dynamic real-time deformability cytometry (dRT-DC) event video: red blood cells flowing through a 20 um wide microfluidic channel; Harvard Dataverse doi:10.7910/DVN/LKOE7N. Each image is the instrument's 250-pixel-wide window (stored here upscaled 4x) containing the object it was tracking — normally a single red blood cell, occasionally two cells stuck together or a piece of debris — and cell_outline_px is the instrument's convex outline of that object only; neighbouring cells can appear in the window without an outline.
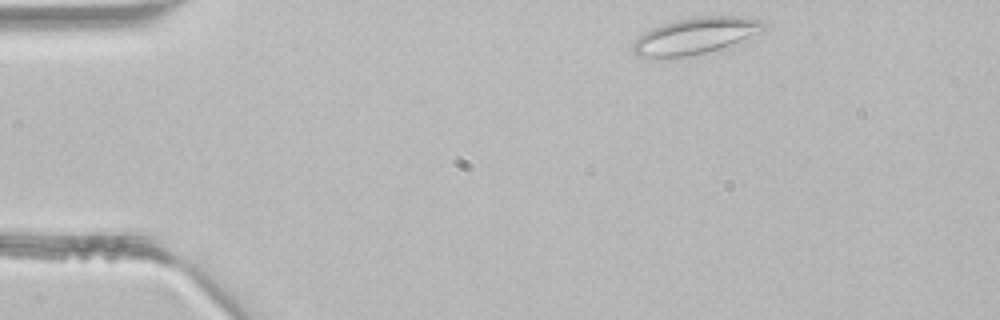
{"species": "common noctule bat (a hibernating species)", "species_latin": "Nyctalus noctula", "temperature_condition": "room temperature", "stored_images_in_passage": 3, "camera_frame_rate_fps": 3000, "um_per_image_px": 0.085, "animal": {"sex": "male", "body_mass_g": 21.5, "forearm_length_mm": 52.0}, "frame": {"image": 1, "passage_image": 1, "time_ms": 0.0, "image_size_px": [1000, 320], "cell_outline_px": [[768, 28], [720, 48], [708, 52], [688, 56], [636, 56], [632, 52], [632, 44], [644, 32], [652, 28], [676, 20], [700, 16], [736, 16], [760, 20], [768, 24]], "centroid_in_image_um": [59.1, 3.03], "position_along_channel_um": 25.9, "area_um2": 27.05}}